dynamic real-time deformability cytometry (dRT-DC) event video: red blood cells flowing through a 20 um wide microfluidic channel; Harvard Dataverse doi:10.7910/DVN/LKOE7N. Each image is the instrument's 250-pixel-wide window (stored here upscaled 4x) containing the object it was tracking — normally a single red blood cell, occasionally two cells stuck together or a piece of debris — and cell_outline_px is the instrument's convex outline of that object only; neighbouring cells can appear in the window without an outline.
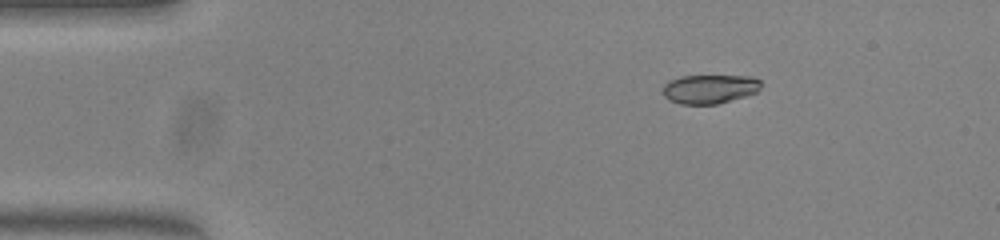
{"species": "common noctule bat (a hibernating species)", "species_latin": "Nyctalus noctula", "temperature_condition": "warm", "stored_images_in_passage": 44, "camera_frame_rate_fps": 3000, "um_per_image_px": 0.085, "animal": {"sex": "female", "body_mass_g": 23.0, "forearm_length_mm": 53.4}, "frame": {"image": 1, "passage_image": 1, "time_ms": 0.0, "image_size_px": [1000, 240], "cell_outline_px": [[760, 88], [756, 92], [744, 96], [716, 104], [680, 104], [668, 100], [664, 96], [664, 84], [668, 80], [680, 76], [748, 76], [760, 80]], "centroid_in_image_um": [60.27, 7.56], "position_along_channel_um": 24.7, "area_um2": 16.47}}
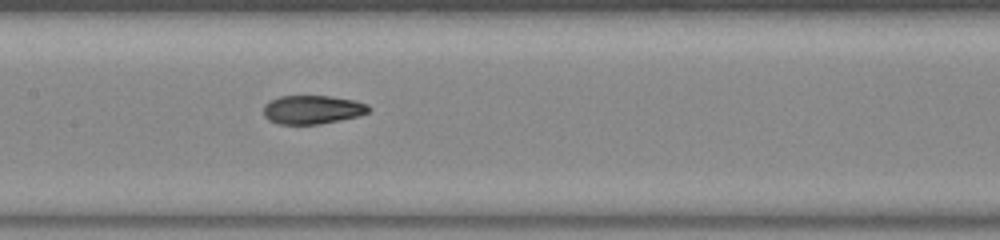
{"frame": {"image": 2, "passage_image": 18, "time_ms": 5.667, "image_size_px": [1000, 240], "cell_outline_px": [[372, 108], [368, 112], [360, 116], [320, 124], [280, 124], [268, 120], [264, 116], [264, 104], [280, 96], [332, 96], [356, 100], [368, 104]], "centroid_in_image_um": [26.6, 9.32], "position_along_channel_um": 180.8, "area_um2": 17.74}}
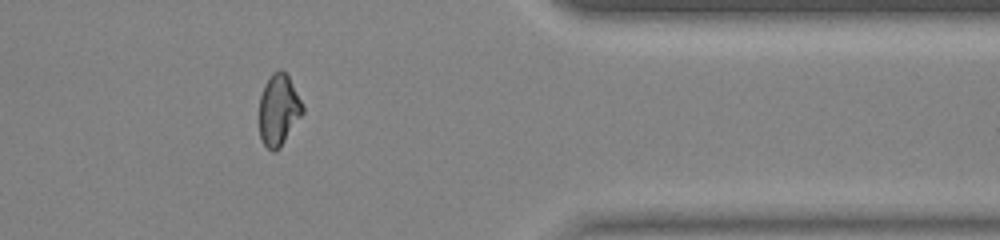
{"frame": {"image": 3, "passage_image": 35, "time_ms": 11.333, "image_size_px": [1000, 240], "cell_outline_px": [[304, 112], [280, 148], [272, 152], [264, 144], [260, 136], [260, 96], [264, 84], [268, 76], [272, 72], [280, 68], [288, 76], [304, 108]], "centroid_in_image_um": [23.67, 9.33], "position_along_channel_um": 387.7, "area_um2": 17.92}, "authors_computed_cell_mechanics": {"area_um2": 18.1203, "velocity_mm_per_s": 4.0047, "shape_relaxation_time_tau1_ms": null, "shape_relaxation_time_tau2_ms": 1.5909, "deformation_change_tau1": null, "deformation_change_tau2": 0.0556}}